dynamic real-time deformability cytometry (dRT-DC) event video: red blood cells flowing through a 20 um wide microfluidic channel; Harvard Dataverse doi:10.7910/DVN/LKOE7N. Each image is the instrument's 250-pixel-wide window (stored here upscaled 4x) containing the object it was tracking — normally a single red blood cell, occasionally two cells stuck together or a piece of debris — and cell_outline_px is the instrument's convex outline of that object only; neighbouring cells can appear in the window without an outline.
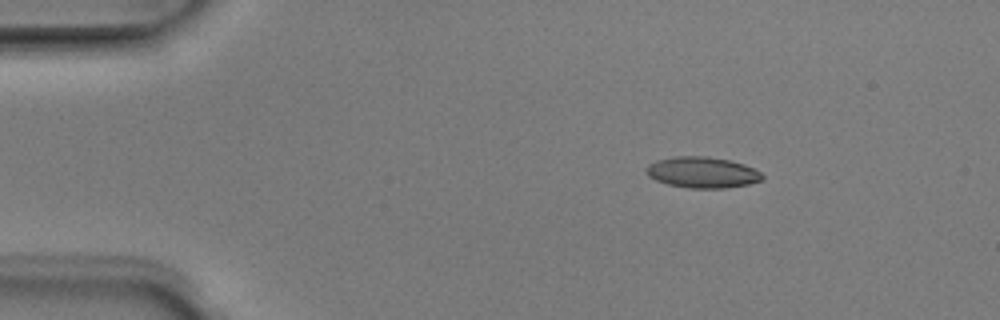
{"species": "Egyptian fruit bat (a non-hibernating species)", "species_latin": "Rousettus aegyptiacus", "temperature_condition": "room temperature", "stored_images_in_passage": 5, "camera_frame_rate_fps": 3000, "um_per_image_px": 0.085, "animal": {"sex": "male"}, "frame": {"image": 1, "passage_image": 3, "time_ms": 0.667, "image_size_px": [1000, 320], "cell_outline_px": [[764, 176], [760, 180], [748, 184], [724, 188], [688, 188], [668, 184], [656, 180], [648, 176], [644, 168], [648, 164], [656, 160], [672, 156], [708, 156], [728, 160], [744, 164], [760, 172]], "centroid_in_image_um": [59.64, 14.64], "position_along_channel_um": 25.4, "area_um2": 20.98}}
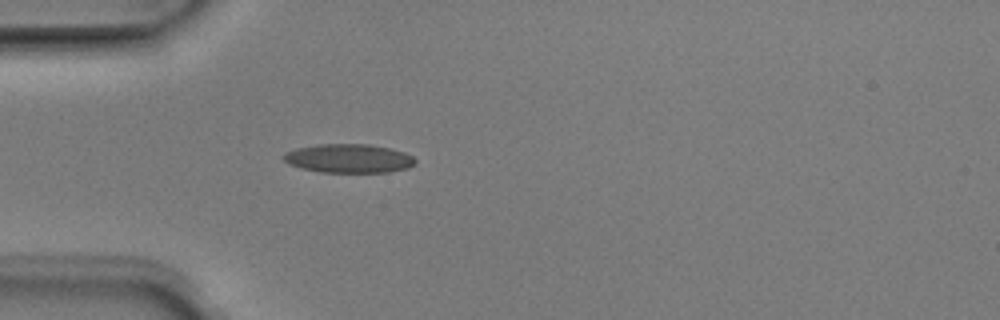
{"frame": {"image": 2, "passage_image": 5, "time_ms": 1.333, "image_size_px": [1000, 320], "cell_outline_px": [[416, 164], [408, 168], [388, 172], [320, 172], [300, 168], [288, 164], [280, 156], [284, 152], [296, 148], [316, 144], [368, 144], [388, 148], [404, 152], [412, 156], [416, 160]], "centroid_in_image_um": [29.6, 13.46], "position_along_channel_um": 55.4, "area_um2": 22.31}}